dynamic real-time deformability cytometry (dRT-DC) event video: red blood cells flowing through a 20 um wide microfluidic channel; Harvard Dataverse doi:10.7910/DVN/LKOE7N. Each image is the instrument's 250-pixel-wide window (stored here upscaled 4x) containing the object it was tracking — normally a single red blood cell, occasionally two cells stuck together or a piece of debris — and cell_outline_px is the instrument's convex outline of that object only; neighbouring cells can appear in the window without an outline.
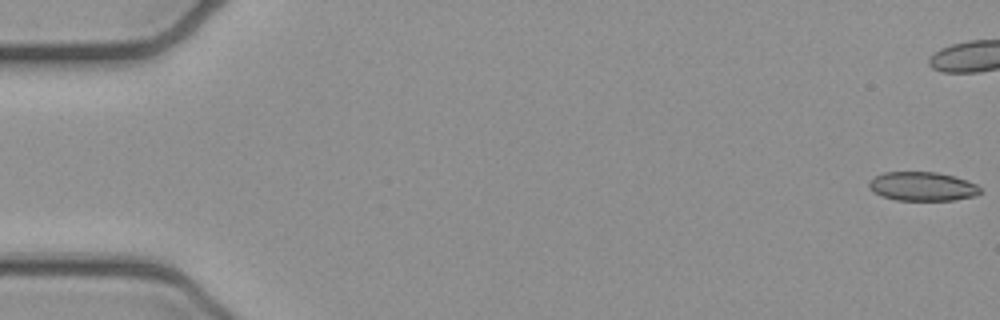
{"species": "common noctule bat (a hibernating species)", "species_latin": "Nyctalus noctula", "temperature_condition": "cold", "stored_images_in_passage": 42, "camera_frame_rate_fps": 3000, "um_per_image_px": 0.085, "animal": {"sex": "female", "body_mass_g": 21.9}, "frame": {"image": 1, "passage_image": 1, "time_ms": 0.0, "image_size_px": [1000, 320], "cell_outline_px": [[980, 192], [976, 196], [952, 200], [896, 200], [884, 196], [868, 188], [868, 180], [884, 172], [936, 172], [952, 176], [976, 184], [980, 188]], "centroid_in_image_um": [78.38, 15.84], "position_along_channel_um": 6.6, "area_um2": 18.55}}
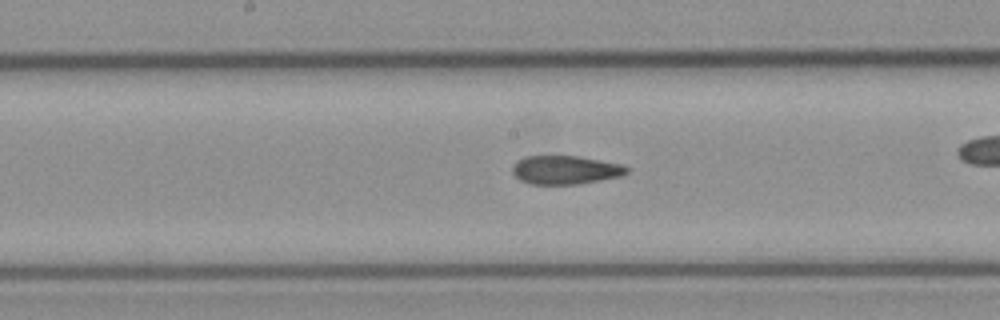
{"frame": {"image": 2, "passage_image": 27, "time_ms": 8.667, "image_size_px": [1000, 320], "cell_outline_px": [[628, 172], [620, 176], [600, 180], [576, 184], [532, 184], [520, 180], [512, 172], [512, 164], [516, 160], [524, 156], [576, 156], [600, 160], [620, 164], [628, 168]], "centroid_in_image_um": [48.0, 14.44], "position_along_channel_um": 200.2, "area_um2": 18.96}}
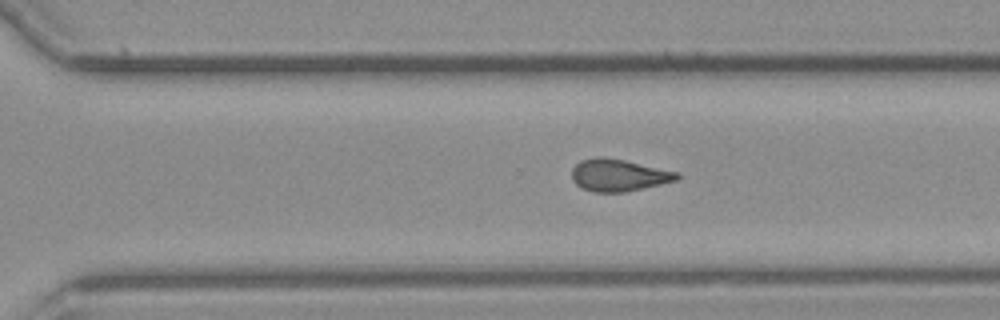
{"frame": {"image": 3, "passage_image": 36, "time_ms": 11.667, "image_size_px": [1000, 320], "cell_outline_px": [[680, 176], [676, 180], [660, 184], [624, 192], [592, 192], [580, 188], [572, 180], [572, 168], [580, 160], [596, 156], [604, 156], [624, 160], [680, 172]], "centroid_in_image_um": [52.55, 14.88], "position_along_channel_um": 318.1, "area_um2": 19.83}}